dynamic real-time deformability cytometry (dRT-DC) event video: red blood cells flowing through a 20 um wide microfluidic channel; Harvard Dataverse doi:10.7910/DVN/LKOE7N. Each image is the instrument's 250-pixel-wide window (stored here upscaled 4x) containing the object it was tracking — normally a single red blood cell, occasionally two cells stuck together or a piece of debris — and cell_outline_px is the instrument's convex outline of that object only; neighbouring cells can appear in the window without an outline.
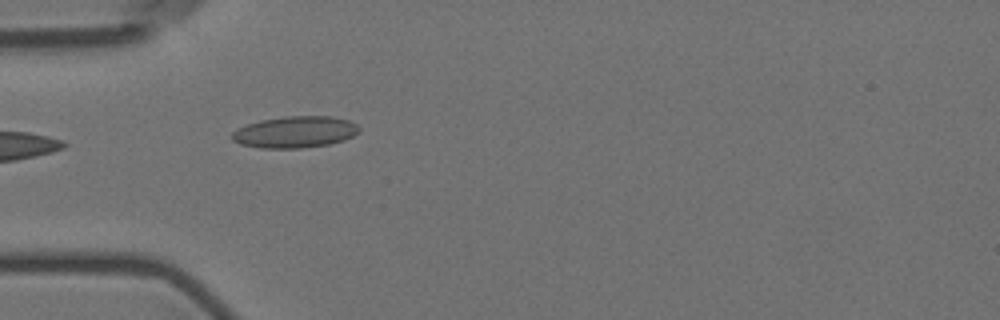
{"species": "Egyptian fruit bat (a non-hibernating species)", "species_latin": "Rousettus aegyptiacus", "temperature_condition": "room temperature", "stored_images_in_passage": 6, "camera_frame_rate_fps": 3000, "um_per_image_px": 0.085, "animal": {"sex": "female"}, "frame": {"image": 1, "passage_image": 6, "time_ms": 5.667, "image_size_px": [1000, 320], "cell_outline_px": [[360, 132], [344, 140], [328, 144], [300, 148], [260, 148], [240, 144], [232, 140], [232, 132], [236, 128], [260, 120], [284, 116], [332, 116], [348, 120], [356, 124], [360, 128]], "centroid_in_image_um": [25.07, 11.22], "position_along_channel_um": 59.9, "area_um2": 23.47}}